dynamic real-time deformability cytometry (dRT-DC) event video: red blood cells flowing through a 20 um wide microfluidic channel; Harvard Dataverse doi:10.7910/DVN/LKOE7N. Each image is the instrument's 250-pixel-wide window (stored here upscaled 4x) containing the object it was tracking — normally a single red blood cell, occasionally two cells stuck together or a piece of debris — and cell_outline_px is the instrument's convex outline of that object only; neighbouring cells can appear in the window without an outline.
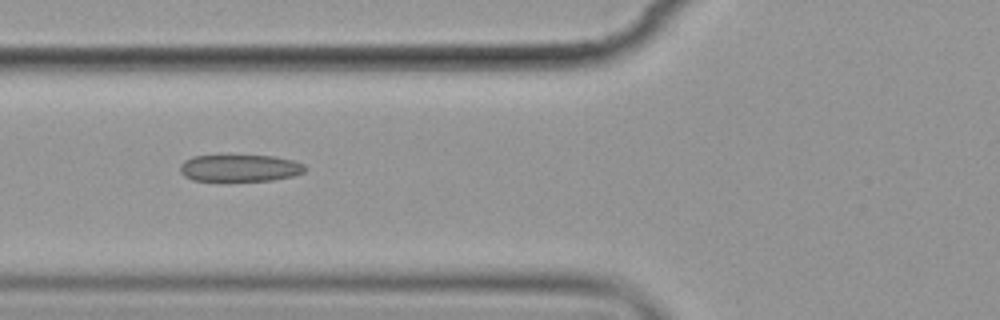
{"species": "common noctule bat (a hibernating species)", "species_latin": "Nyctalus noctula", "temperature_condition": "cold", "stored_images_in_passage": 10, "camera_frame_rate_fps": 3000, "um_per_image_px": 0.085, "animal": {"sex": "female", "body_mass_g": 19.9}, "frame": {"image": 1, "passage_image": 6, "time_ms": 5.667, "image_size_px": [1000, 320], "cell_outline_px": [[304, 172], [292, 176], [272, 180], [192, 180], [184, 176], [180, 172], [180, 164], [184, 160], [192, 156], [272, 156], [292, 160], [304, 164]], "centroid_in_image_um": [20.35, 14.28], "position_along_channel_um": 105.5, "area_um2": 19.31}}
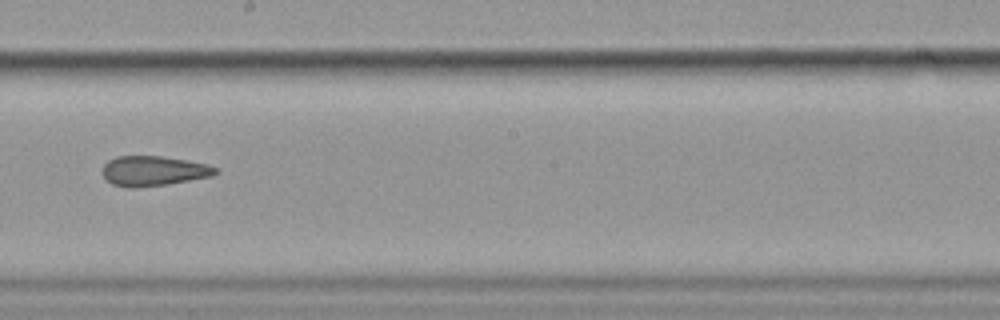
{"frame": {"image": 2, "passage_image": 9, "time_ms": 9.333, "image_size_px": [1000, 320], "cell_outline_px": [[216, 172], [212, 176], [168, 184], [136, 188], [128, 188], [112, 184], [100, 172], [104, 164], [108, 160], [116, 156], [160, 156], [188, 160], [208, 164], [216, 168]], "centroid_in_image_um": [13.01, 14.53], "position_along_channel_um": 235.2, "area_um2": 19.83}}
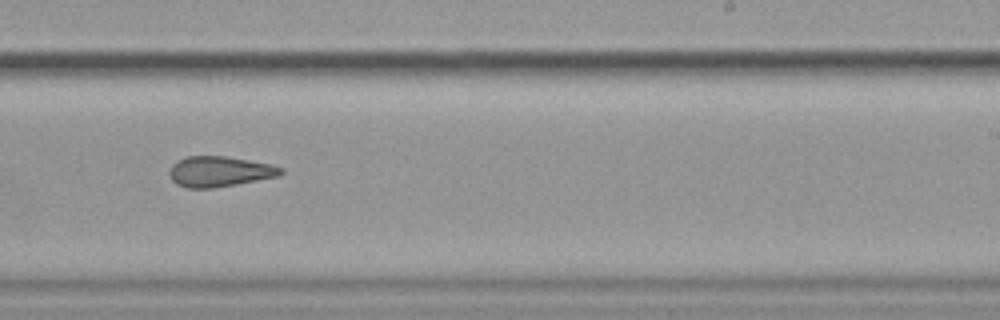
{"frame": {"image": 3, "passage_image": 10, "time_ms": 10.333, "image_size_px": [1000, 320], "cell_outline_px": [[284, 172], [280, 176], [236, 184], [212, 188], [188, 188], [176, 184], [172, 180], [168, 172], [172, 164], [176, 160], [188, 156], [224, 156], [272, 164], [284, 168]], "centroid_in_image_um": [18.66, 14.58], "position_along_channel_um": 270.3, "area_um2": 19.88}}